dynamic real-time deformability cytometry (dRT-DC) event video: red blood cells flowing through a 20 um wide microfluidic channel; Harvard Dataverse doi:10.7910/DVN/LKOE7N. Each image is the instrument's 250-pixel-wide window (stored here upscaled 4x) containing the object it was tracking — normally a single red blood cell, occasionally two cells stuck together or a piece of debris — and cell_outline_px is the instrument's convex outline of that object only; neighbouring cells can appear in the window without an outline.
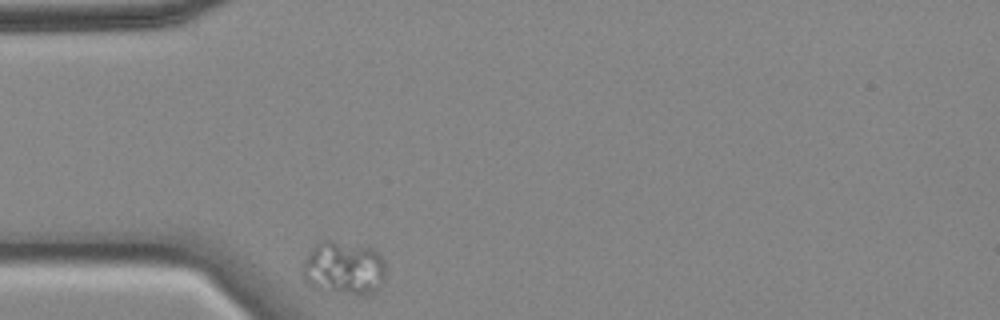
{"species": "common noctule bat (a hibernating species)", "species_latin": "Nyctalus noctula", "temperature_condition": "cold", "stored_images_in_passage": 37, "camera_frame_rate_fps": 3000, "um_per_image_px": 0.085, "animal": {"sex": "female", "body_mass_g": 18.4}, "frame": {"image": 1, "passage_image": 1, "time_ms": 0.0, "image_size_px": [1000, 320], "cell_outline_px": [[384, 280], [380, 288], [376, 292], [368, 296], [356, 296], [312, 288], [304, 280], [300, 272], [304, 260], [312, 248], [320, 240], [332, 240], [376, 248], [380, 252], [384, 260]], "centroid_in_image_um": [29.24, 22.81], "position_along_channel_um": 55.8, "area_um2": 26.99}}
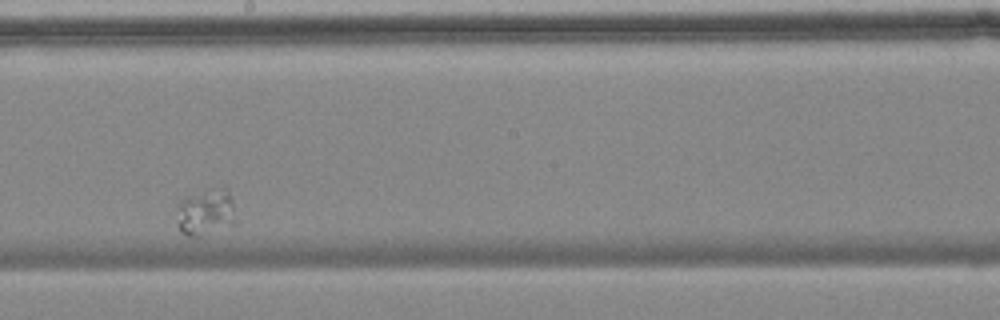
{"frame": {"image": 2, "passage_image": 22, "time_ms": 7.0, "image_size_px": [1000, 320], "cell_outline_px": [[236, 224], [196, 236], [188, 236], [176, 224], [176, 204], [180, 200], [220, 188], [228, 188], [232, 200]], "centroid_in_image_um": [17.48, 18.06], "position_along_channel_um": 230.7, "area_um2": 15.55}}
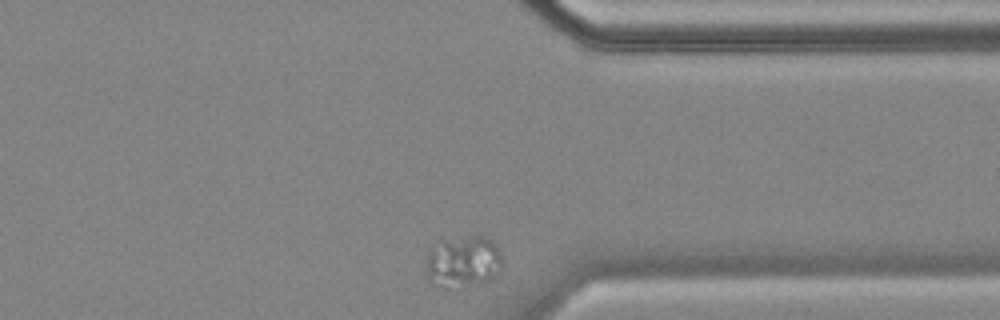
{"frame": {"image": 3, "passage_image": 37, "time_ms": 12.0, "image_size_px": [1000, 320], "cell_outline_px": [[504, 260], [500, 272], [492, 280], [480, 284], [444, 288], [428, 284], [428, 248], [444, 240], [472, 236], [484, 236], [492, 240], [500, 248]], "centroid_in_image_um": [39.43, 22.26], "position_along_channel_um": 372.0, "area_um2": 23.52}}